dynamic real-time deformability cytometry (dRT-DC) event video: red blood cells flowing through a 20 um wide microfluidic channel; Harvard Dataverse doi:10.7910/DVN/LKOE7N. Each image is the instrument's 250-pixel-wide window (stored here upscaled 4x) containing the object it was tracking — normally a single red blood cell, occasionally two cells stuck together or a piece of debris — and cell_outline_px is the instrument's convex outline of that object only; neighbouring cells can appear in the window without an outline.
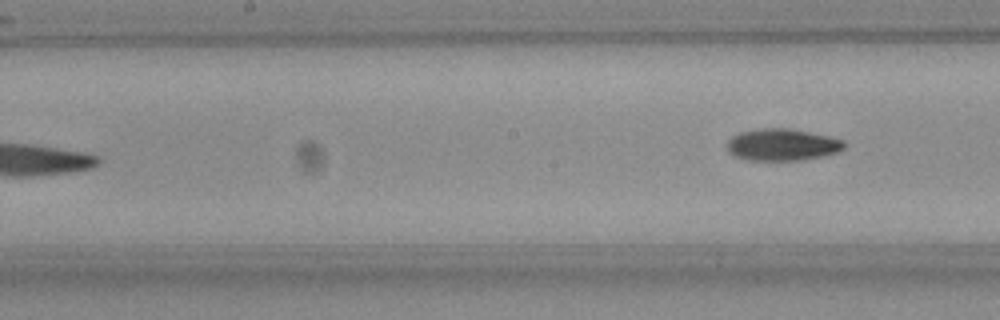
{"species": "Egyptian fruit bat (a non-hibernating species)", "species_latin": "Rousettus aegyptiacus", "temperature_condition": "room temperature", "stored_images_in_passage": 7, "camera_frame_rate_fps": 3000, "um_per_image_px": 0.085, "frame": {"image": 1, "passage_image": 7, "time_ms": 2.0, "image_size_px": [1000, 320], "cell_outline_px": [[844, 148], [836, 152], [824, 156], [800, 160], [748, 160], [732, 156], [728, 152], [728, 140], [732, 136], [740, 132], [760, 128], [788, 128], [828, 136], [844, 140]], "centroid_in_image_um": [66.46, 12.3], "position_along_channel_um": 181.7, "area_um2": 21.73}}